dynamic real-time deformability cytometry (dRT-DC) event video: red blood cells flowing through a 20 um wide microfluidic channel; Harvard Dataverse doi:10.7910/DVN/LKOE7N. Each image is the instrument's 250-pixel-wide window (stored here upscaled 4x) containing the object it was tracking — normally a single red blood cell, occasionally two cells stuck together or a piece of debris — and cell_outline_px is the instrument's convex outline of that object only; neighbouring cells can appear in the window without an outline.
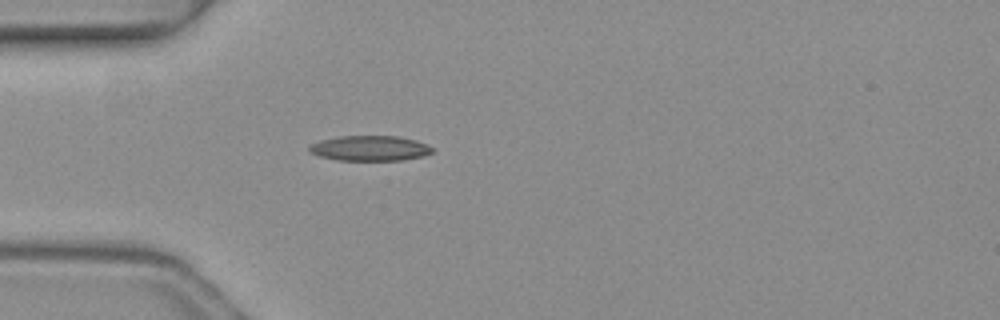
{"species": "common noctule bat (a hibernating species)", "species_latin": "Nyctalus noctula", "temperature_condition": "warm", "stored_images_in_passage": 2, "camera_frame_rate_fps": 3000, "um_per_image_px": 0.085, "animal": {"sex": "female", "body_mass_g": 19.3, "forearm_length_mm": 54.1}, "frame": {"image": 1, "passage_image": 2, "time_ms": 0.333, "image_size_px": [1000, 320], "cell_outline_px": [[432, 152], [424, 156], [400, 160], [336, 160], [320, 156], [308, 152], [308, 148], [312, 144], [320, 140], [340, 136], [396, 136], [416, 140], [432, 148]], "centroid_in_image_um": [31.4, 12.6], "position_along_channel_um": 53.6, "area_um2": 17.92}}